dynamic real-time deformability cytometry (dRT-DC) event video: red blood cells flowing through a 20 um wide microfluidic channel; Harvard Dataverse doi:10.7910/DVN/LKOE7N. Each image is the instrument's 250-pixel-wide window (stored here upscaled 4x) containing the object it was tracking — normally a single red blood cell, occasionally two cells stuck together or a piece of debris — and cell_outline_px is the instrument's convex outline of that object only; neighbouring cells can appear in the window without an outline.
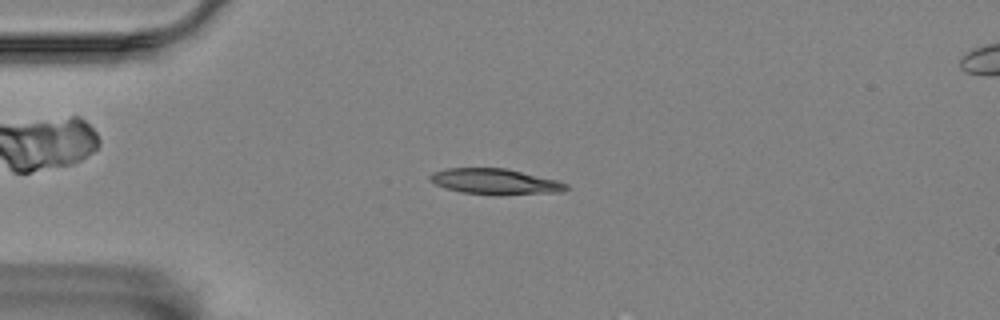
{"species": "Egyptian fruit bat (a non-hibernating species)", "species_latin": "Rousettus aegyptiacus", "temperature_condition": "room temperature", "stored_images_in_passage": 6, "camera_frame_rate_fps": 3000, "um_per_image_px": 0.085, "animal": {"sex": "female"}, "frame": {"image": 1, "passage_image": 4, "time_ms": 3.333, "image_size_px": [1000, 320], "cell_outline_px": [[568, 188], [564, 192], [500, 196], [496, 196], [460, 192], [436, 184], [428, 180], [428, 176], [432, 172], [448, 168], [508, 168], [556, 180], [568, 184]], "centroid_in_image_um": [42.11, 15.45], "position_along_channel_um": 42.9, "area_um2": 20.81}}
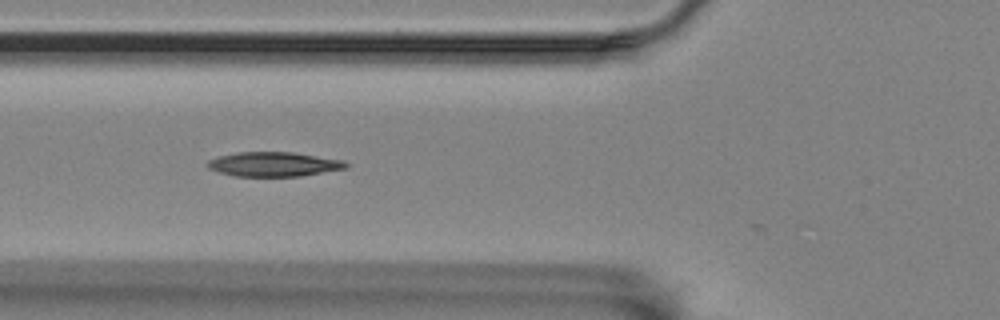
{"frame": {"image": 2, "passage_image": 6, "time_ms": 5.667, "image_size_px": [1000, 320], "cell_outline_px": [[348, 168], [300, 176], [236, 176], [220, 172], [208, 168], [204, 164], [208, 160], [216, 156], [236, 152], [292, 152], [344, 160], [348, 164]], "centroid_in_image_um": [23.24, 13.95], "position_along_channel_um": 102.6, "area_um2": 19.83}}